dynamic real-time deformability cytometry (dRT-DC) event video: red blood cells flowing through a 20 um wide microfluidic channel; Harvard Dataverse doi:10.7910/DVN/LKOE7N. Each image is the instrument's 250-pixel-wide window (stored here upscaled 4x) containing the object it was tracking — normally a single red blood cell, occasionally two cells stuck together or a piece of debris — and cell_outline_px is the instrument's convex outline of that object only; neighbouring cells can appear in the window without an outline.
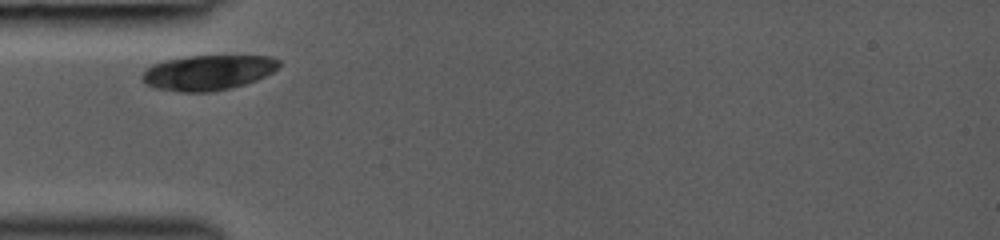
{"species": "common noctule bat (a hibernating species)", "species_latin": "Nyctalus noctula", "temperature_condition": "room temperature", "stored_images_in_passage": 3, "camera_frame_rate_fps": 3000, "um_per_image_px": 0.085, "animal": {"sex": "female", "body_mass_g": 19.0, "forearm_length_mm": 53.3}, "frame": {"image": 1, "passage_image": 1, "time_ms": 0.0, "image_size_px": [1000, 240], "cell_outline_px": [[280, 68], [256, 80], [232, 88], [212, 92], [180, 92], [156, 88], [140, 80], [140, 76], [152, 64], [164, 60], [184, 56], [272, 56], [280, 60]], "centroid_in_image_um": [17.68, 6.16], "position_along_channel_um": 67.3, "area_um2": 28.21}}
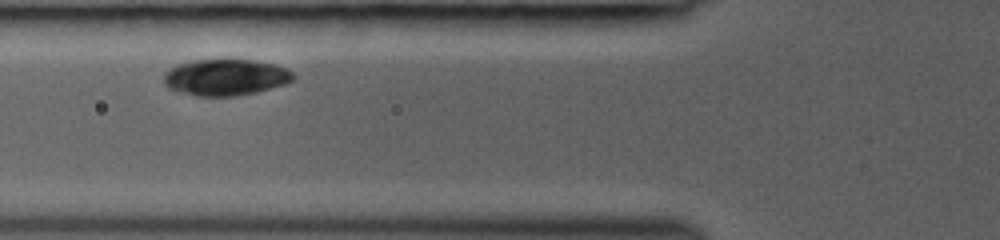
{"frame": {"image": 2, "passage_image": 2, "time_ms": 1.0, "image_size_px": [1000, 240], "cell_outline_px": [[296, 80], [284, 84], [256, 92], [236, 96], [196, 96], [168, 88], [164, 84], [164, 72], [176, 64], [192, 60], [252, 60], [276, 64], [292, 72], [296, 76]], "centroid_in_image_um": [19.17, 6.57], "position_along_channel_um": 106.6, "area_um2": 27.51}}
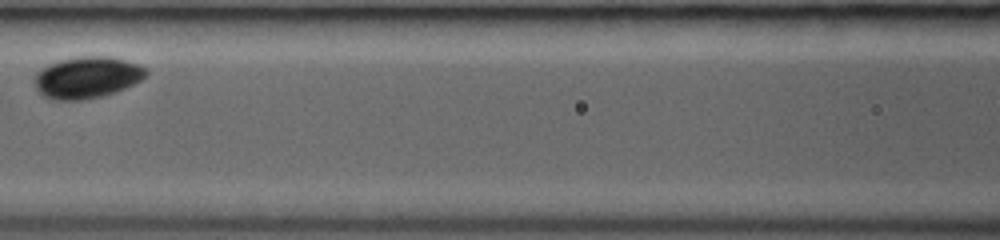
{"frame": {"image": 3, "passage_image": 3, "time_ms": 2.333, "image_size_px": [1000, 240], "cell_outline_px": [[148, 72], [140, 80], [116, 92], [100, 96], [80, 100], [48, 100], [36, 88], [32, 80], [36, 72], [40, 68], [48, 64], [60, 60], [80, 56], [108, 56], [140, 64]], "centroid_in_image_um": [7.33, 6.58], "position_along_channel_um": 159.3, "area_um2": 27.11}}